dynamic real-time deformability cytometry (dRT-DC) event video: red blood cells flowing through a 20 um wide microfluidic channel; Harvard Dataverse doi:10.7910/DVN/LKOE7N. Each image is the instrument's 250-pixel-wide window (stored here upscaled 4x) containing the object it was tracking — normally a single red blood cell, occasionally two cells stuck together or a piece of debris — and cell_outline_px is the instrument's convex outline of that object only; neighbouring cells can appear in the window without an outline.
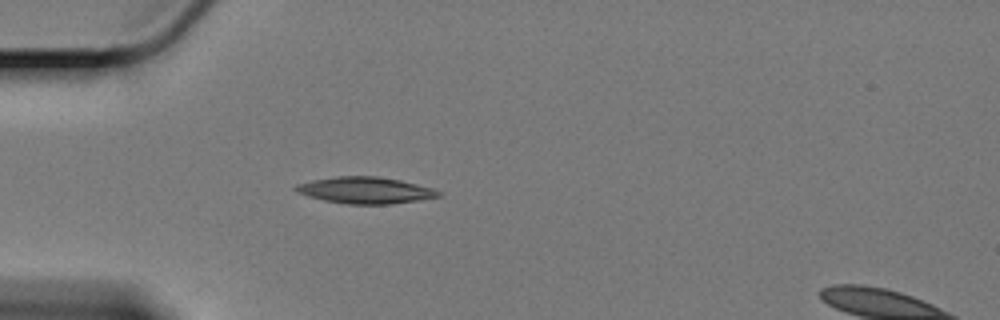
{"species": "Egyptian fruit bat (a non-hibernating species)", "species_latin": "Rousettus aegyptiacus", "temperature_condition": "cold", "stored_images_in_passage": 44, "camera_frame_rate_fps": 3000, "um_per_image_px": 0.085, "animal": {"sex": "female"}, "frame": {"image": 1, "passage_image": 1, "time_ms": 0.0, "image_size_px": [1000, 320], "cell_outline_px": [[440, 196], [392, 204], [348, 204], [324, 200], [308, 196], [296, 192], [292, 188], [296, 184], [312, 180], [336, 176], [376, 176], [400, 180], [432, 188], [440, 192]], "centroid_in_image_um": [30.99, 16.17], "position_along_channel_um": 54.0, "area_um2": 21.91}}
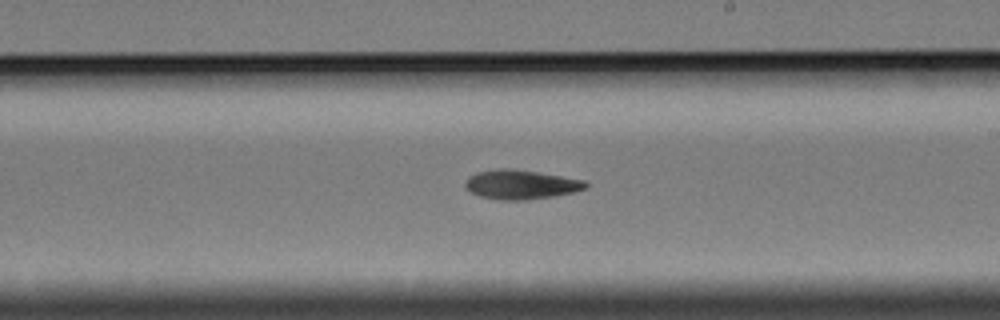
{"frame": {"image": 2, "passage_image": 19, "time_ms": 6.0, "image_size_px": [1000, 320], "cell_outline_px": [[588, 188], [572, 192], [552, 196], [528, 200], [500, 200], [480, 196], [464, 188], [464, 184], [468, 176], [476, 172], [500, 168], [512, 168], [584, 180], [588, 184]], "centroid_in_image_um": [44.23, 15.68], "position_along_channel_um": 244.8, "area_um2": 20.52}}
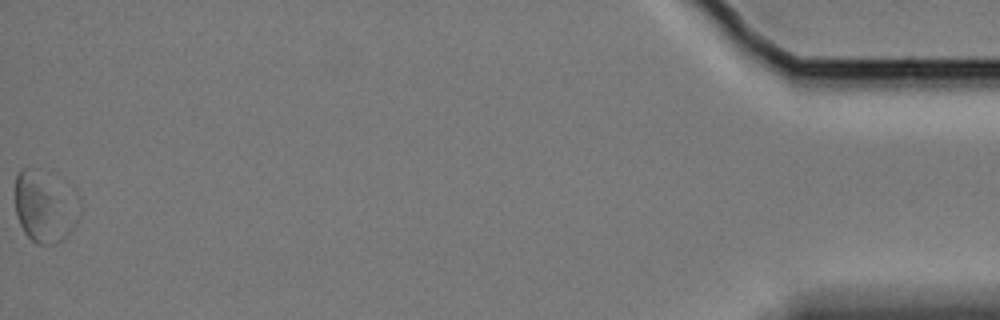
{"frame": {"image": 3, "passage_image": 44, "time_ms": 14.333, "image_size_px": [1000, 320], "cell_outline_px": [[80, 216], [76, 224], [64, 240], [52, 244], [36, 244], [24, 232], [20, 224], [16, 212], [16, 176], [20, 168], [24, 168], [72, 184], [80, 196]], "centroid_in_image_um": [3.9, 17.58], "position_along_channel_um": 431.3, "area_um2": 27.34}, "authors_computed_cell_mechanics": {"area_um2": 20.2589, "velocity_mm_per_s": 3.3338, "shape_relaxation_time_tau1_ms": 4.2638, "shape_relaxation_time_tau2_ms": null, "deformation_change_tau1": 0.0864, "deformation_change_tau2": null}}